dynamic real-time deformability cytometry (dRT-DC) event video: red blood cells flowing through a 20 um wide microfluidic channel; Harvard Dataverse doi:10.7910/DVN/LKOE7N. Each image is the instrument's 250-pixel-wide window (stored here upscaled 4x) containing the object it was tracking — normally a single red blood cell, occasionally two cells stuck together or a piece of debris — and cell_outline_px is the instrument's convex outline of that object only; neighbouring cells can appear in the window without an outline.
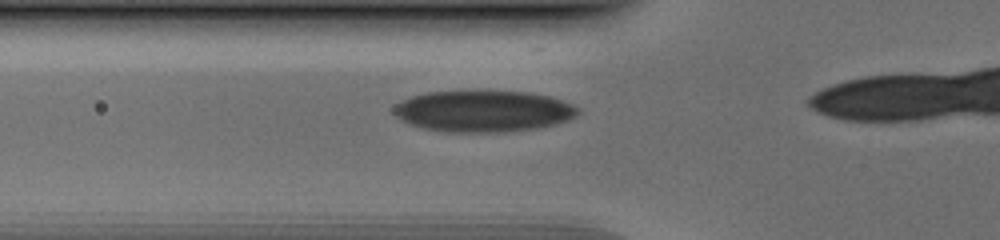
{"species": "human", "species_latin": "Homo sapiens", "temperature_condition": "cold", "stored_images_in_passage": 18, "camera_frame_rate_fps": 3000, "um_per_image_px": 0.085, "donor": {"sex": "male"}, "frame": {"image": 1, "passage_image": 13, "time_ms": 4.0, "image_size_px": [1000, 240], "cell_outline_px": [[580, 112], [576, 116], [568, 120], [556, 124], [536, 128], [504, 132], [444, 132], [424, 128], [408, 124], [400, 120], [392, 112], [392, 108], [396, 104], [412, 96], [428, 92], [476, 88], [528, 92], [548, 96], [572, 104], [580, 108]], "centroid_in_image_um": [41.06, 9.41], "position_along_channel_um": 84.7, "area_um2": 45.72}}
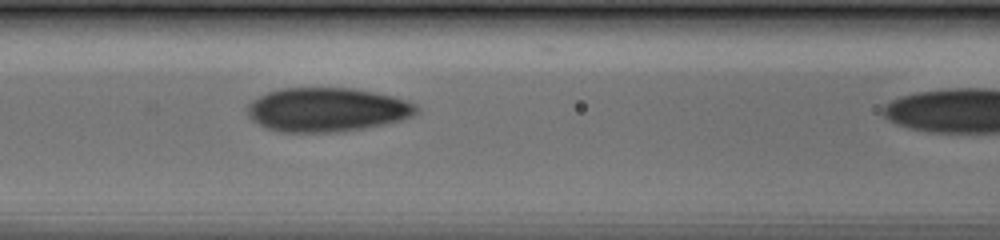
{"frame": {"image": 2, "passage_image": 17, "time_ms": 5.333, "image_size_px": [1000, 240], "cell_outline_px": [[420, 108], [412, 116], [400, 120], [384, 124], [364, 128], [336, 132], [280, 132], [268, 128], [252, 120], [248, 116], [248, 104], [252, 100], [268, 92], [280, 88], [352, 88], [392, 96], [416, 104]], "centroid_in_image_um": [27.78, 9.32], "position_along_channel_um": 138.8, "area_um2": 43.12}}